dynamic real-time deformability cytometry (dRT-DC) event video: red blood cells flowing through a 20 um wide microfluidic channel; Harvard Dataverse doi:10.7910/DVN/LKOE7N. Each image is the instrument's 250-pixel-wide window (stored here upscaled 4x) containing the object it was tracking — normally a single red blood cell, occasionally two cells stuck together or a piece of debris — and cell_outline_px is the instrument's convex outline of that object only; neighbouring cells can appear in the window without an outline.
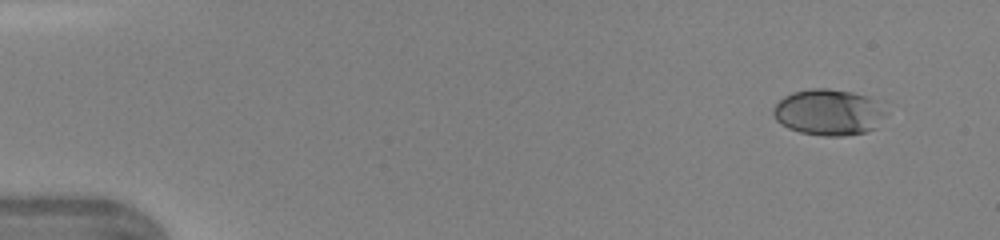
{"species": "human", "species_latin": "Homo sapiens", "temperature_condition": "warm", "stored_images_in_passage": 42, "camera_frame_rate_fps": 3000, "um_per_image_px": 0.085, "donor": {"sex": "female"}, "frame": {"image": 1, "passage_image": 1, "time_ms": 0.0, "image_size_px": [1000, 240], "cell_outline_px": [[888, 116], [876, 128], [864, 132], [844, 136], [824, 136], [800, 132], [788, 128], [780, 124], [772, 116], [772, 108], [784, 96], [792, 92], [812, 88], [828, 88], [852, 92], [868, 96], [888, 112]], "centroid_in_image_um": [70.43, 9.55], "position_along_channel_um": 14.6, "area_um2": 30.63}}
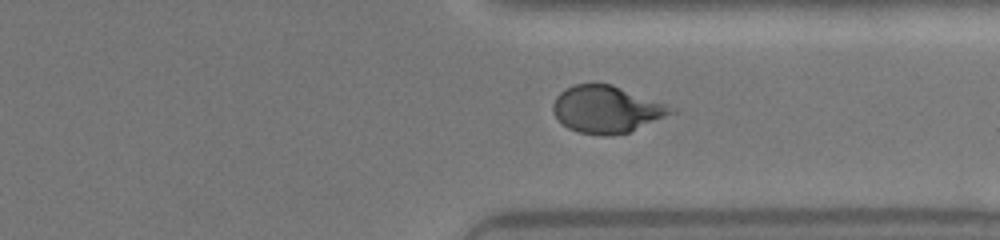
{"frame": {"image": 2, "passage_image": 32, "time_ms": 10.333, "image_size_px": [1000, 240], "cell_outline_px": [[680, 112], [628, 132], [604, 136], [600, 136], [580, 132], [568, 128], [552, 112], [552, 104], [556, 96], [560, 92], [572, 84], [612, 84], [668, 104], [676, 108]], "centroid_in_image_um": [51.61, 9.29], "position_along_channel_um": 359.8, "area_um2": 32.66}}
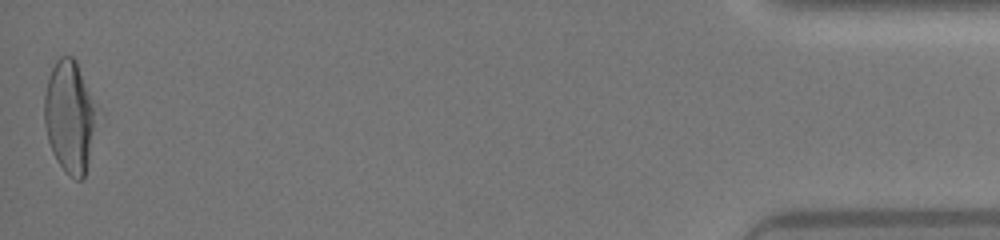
{"frame": {"image": 3, "passage_image": 42, "time_ms": 13.667, "image_size_px": [1000, 240], "cell_outline_px": [[92, 128], [88, 160], [84, 176], [80, 180], [76, 180], [64, 172], [56, 160], [52, 152], [48, 140], [44, 124], [44, 96], [48, 76], [56, 60], [60, 56], [72, 56], [76, 60], [92, 108]], "centroid_in_image_um": [5.8, 9.94], "position_along_channel_um": 429.4, "area_um2": 32.43}}